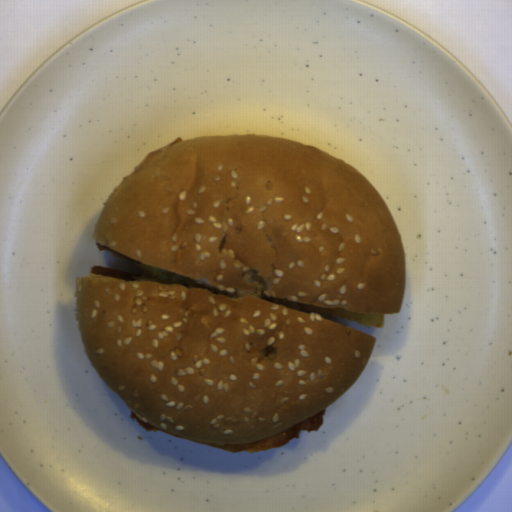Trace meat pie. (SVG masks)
I'll return each instance as SVG.
<instances>
[{
    "label": "meat pie",
    "instance_id": "038a4eef",
    "mask_svg": "<svg viewBox=\"0 0 512 512\" xmlns=\"http://www.w3.org/2000/svg\"><path fill=\"white\" fill-rule=\"evenodd\" d=\"M96 245H97L98 250L109 251L110 253H112V254L120 257V258H123V259H125V260H127V261H129V262H131V263H133L135 265H141L140 262H137V261H135V260H133V259H131L129 257H126V256H124V255H122V254H120V253H118L116 251H113V250L107 248L106 246L101 245L100 243H96Z\"/></svg>",
    "mask_w": 512,
    "mask_h": 512
},
{
    "label": "meat pie",
    "instance_id": "c0bc52ac",
    "mask_svg": "<svg viewBox=\"0 0 512 512\" xmlns=\"http://www.w3.org/2000/svg\"><path fill=\"white\" fill-rule=\"evenodd\" d=\"M262 299L292 307L305 312H313L320 315L336 316L343 319L353 320L371 327H382L385 323L383 313H361L337 307H322L313 304L298 302L284 298L263 297Z\"/></svg>",
    "mask_w": 512,
    "mask_h": 512
},
{
    "label": "meat pie",
    "instance_id": "742d133d",
    "mask_svg": "<svg viewBox=\"0 0 512 512\" xmlns=\"http://www.w3.org/2000/svg\"><path fill=\"white\" fill-rule=\"evenodd\" d=\"M90 273L101 277H115L120 279L135 280L134 277H146L144 274L134 273L130 271L115 269L106 266H93Z\"/></svg>",
    "mask_w": 512,
    "mask_h": 512
},
{
    "label": "meat pie",
    "instance_id": "b5893723",
    "mask_svg": "<svg viewBox=\"0 0 512 512\" xmlns=\"http://www.w3.org/2000/svg\"><path fill=\"white\" fill-rule=\"evenodd\" d=\"M326 414V408L313 415L312 417L278 433L268 438L253 440L249 442L239 443V444H207L204 442H200L197 440H192L188 438H183L179 435H176L172 432L164 430L162 428H156L149 423L141 420L135 413L130 412L129 417L132 418L138 425L146 429L147 431H162L168 433L170 435L189 440L198 444L207 445L211 447L220 448L226 450L231 453L236 452H251L257 453L263 450H267L274 447H280L285 445L291 438L300 437V432L302 430L309 431H318L321 426L324 424V416Z\"/></svg>",
    "mask_w": 512,
    "mask_h": 512
}]
</instances>
